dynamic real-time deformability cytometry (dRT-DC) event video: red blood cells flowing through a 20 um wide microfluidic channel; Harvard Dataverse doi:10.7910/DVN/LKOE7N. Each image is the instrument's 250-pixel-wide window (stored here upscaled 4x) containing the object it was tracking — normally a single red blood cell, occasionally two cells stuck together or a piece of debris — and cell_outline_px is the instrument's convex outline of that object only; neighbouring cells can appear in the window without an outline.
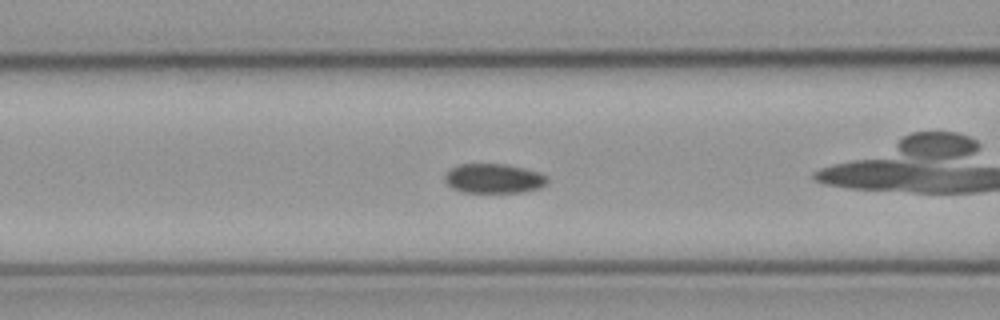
{"species": "common noctule bat (a hibernating species)", "species_latin": "Nyctalus noctula", "temperature_condition": "cold", "stored_images_in_passage": 43, "camera_frame_rate_fps": 3000, "um_per_image_px": 0.085, "animal": {"sex": "male", "body_mass_g": 23.1, "forearm_length_mm": 52.7}, "frame": {"image": 1, "passage_image": 7, "time_ms": 2.0, "image_size_px": [1000, 320], "cell_outline_px": [[548, 180], [540, 188], [520, 192], [464, 192], [452, 188], [444, 180], [444, 172], [460, 164], [504, 164], [524, 168], [540, 172], [548, 176]], "centroid_in_image_um": [41.96, 15.16], "position_along_channel_um": 124.6, "area_um2": 17.63}, "authors_computed_cell_mechanics": {"area_um2": 17.7446, "velocity_mm_per_s": 3.5193, "shape_relaxation_time_tau1_ms": 2.2328, "shape_relaxation_time_tau2_ms": null, "deformation_change_tau1": 0.0438, "deformation_change_tau2": null}}